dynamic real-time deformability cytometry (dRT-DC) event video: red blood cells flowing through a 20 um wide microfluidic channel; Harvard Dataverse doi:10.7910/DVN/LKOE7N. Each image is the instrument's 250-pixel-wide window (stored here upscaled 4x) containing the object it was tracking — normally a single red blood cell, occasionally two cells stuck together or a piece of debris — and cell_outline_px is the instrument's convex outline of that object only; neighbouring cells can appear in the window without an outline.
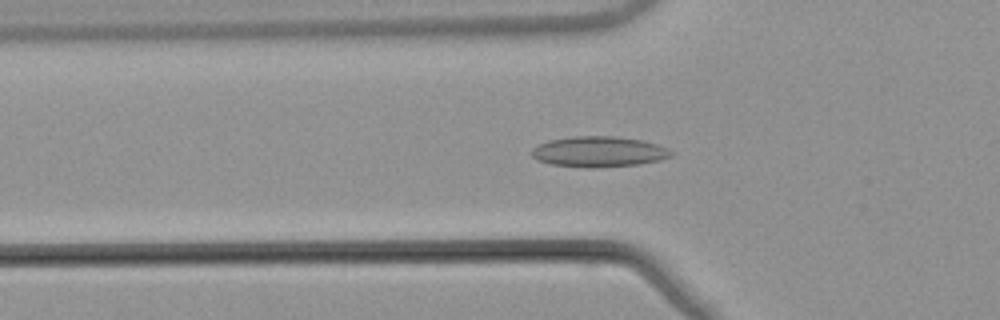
{"species": "common noctule bat (a hibernating species)", "species_latin": "Nyctalus noctula", "temperature_condition": "warm", "stored_images_in_passage": 54, "camera_frame_rate_fps": 3000, "um_per_image_px": 0.085, "animal": {"sex": "male", "body_mass_g": 21.5, "forearm_length_mm": 52.0}, "frame": {"image": 1, "passage_image": 19, "time_ms": 6.0, "image_size_px": [1000, 320], "cell_outline_px": [[672, 156], [660, 160], [640, 164], [596, 168], [584, 168], [552, 164], [536, 160], [532, 156], [532, 148], [548, 140], [572, 136], [616, 136], [640, 140], [656, 144], [668, 148], [672, 152]], "centroid_in_image_um": [50.89, 12.9], "position_along_channel_um": 74.9, "area_um2": 24.97}}
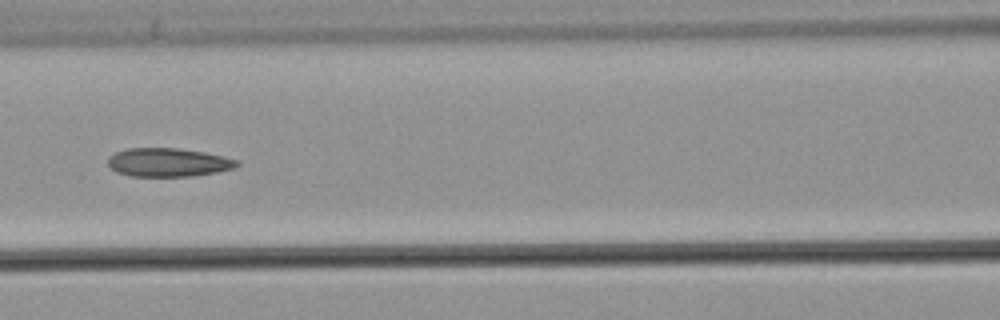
{"frame": {"image": 2, "passage_image": 25, "time_ms": 8.0, "image_size_px": [1000, 320], "cell_outline_px": [[240, 164], [236, 168], [216, 172], [192, 176], [132, 176], [116, 172], [108, 164], [108, 156], [116, 152], [128, 148], [176, 148], [204, 152], [224, 156], [240, 160]], "centroid_in_image_um": [14.33, 13.8], "position_along_channel_um": 152.3, "area_um2": 21.56}}
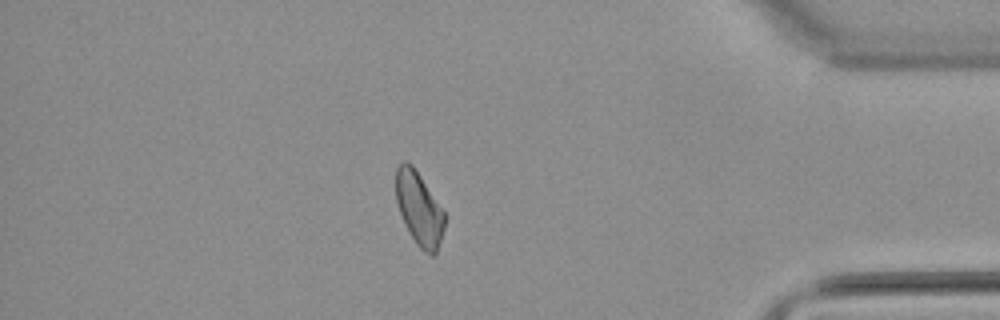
{"frame": {"image": 3, "passage_image": 47, "time_ms": 15.333, "image_size_px": [1000, 320], "cell_outline_px": [[444, 228], [436, 252], [432, 256], [424, 252], [416, 244], [400, 212], [396, 200], [396, 168], [404, 160], [412, 164], [444, 212]], "centroid_in_image_um": [35.61, 17.73], "position_along_channel_um": 399.6, "area_um2": 20.23}, "authors_computed_cell_mechanics": {"area_um2": 21.9929, "velocity_mm_per_s": 3.8557, "shape_relaxation_time_tau1_ms": null, "shape_relaxation_time_tau2_ms": 6.8854, "deformation_change_tau1": null, "deformation_change_tau2": 0.1476}}